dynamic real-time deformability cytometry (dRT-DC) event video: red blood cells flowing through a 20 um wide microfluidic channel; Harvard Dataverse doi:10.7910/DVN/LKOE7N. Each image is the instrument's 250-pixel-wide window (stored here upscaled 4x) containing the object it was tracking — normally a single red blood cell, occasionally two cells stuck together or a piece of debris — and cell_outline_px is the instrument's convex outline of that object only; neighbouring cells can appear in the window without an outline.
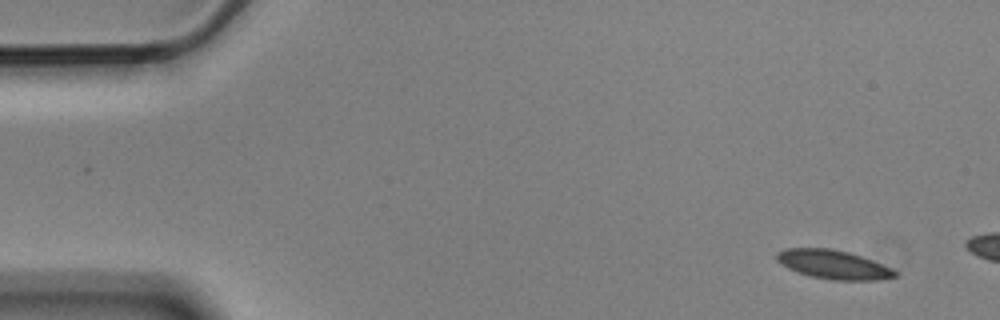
{"species": "Egyptian fruit bat (a non-hibernating species)", "species_latin": "Rousettus aegyptiacus", "temperature_condition": "cold", "stored_images_in_passage": 3, "camera_frame_rate_fps": 3000, "um_per_image_px": 0.085, "animal": {"sex": "male"}, "frame": {"image": 1, "passage_image": 1, "time_ms": 0.0, "image_size_px": [1000, 320], "cell_outline_px": [[900, 272], [896, 276], [880, 280], [832, 280], [812, 276], [788, 268], [780, 264], [776, 260], [776, 252], [788, 248], [832, 248], [848, 252], [872, 260]], "centroid_in_image_um": [70.84, 22.48], "position_along_channel_um": 14.2, "area_um2": 19.83}}